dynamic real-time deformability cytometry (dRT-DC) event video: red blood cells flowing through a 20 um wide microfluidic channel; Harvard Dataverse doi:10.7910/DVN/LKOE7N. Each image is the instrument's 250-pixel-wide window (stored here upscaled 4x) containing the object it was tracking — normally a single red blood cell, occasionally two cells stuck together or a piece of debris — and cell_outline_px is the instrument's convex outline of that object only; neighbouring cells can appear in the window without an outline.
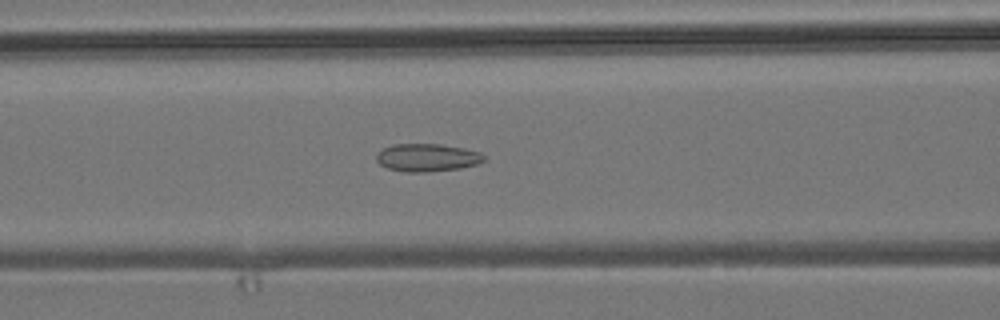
{"species": "common noctule bat (a hibernating species)", "species_latin": "Nyctalus noctula", "temperature_condition": "room temperature", "stored_images_in_passage": 54, "camera_frame_rate_fps": 3000, "um_per_image_px": 0.085, "animal": {"sex": "male", "body_mass_g": 19.2, "forearm_length_mm": 51.8}, "frame": {"image": 1, "passage_image": 22, "time_ms": 7.0, "image_size_px": [1000, 320], "cell_outline_px": [[488, 160], [476, 164], [460, 168], [428, 172], [404, 172], [388, 168], [380, 164], [376, 160], [376, 152], [392, 144], [440, 144], [464, 148], [480, 152]], "centroid_in_image_um": [36.31, 13.39], "position_along_channel_um": 130.3, "area_um2": 17.57}}
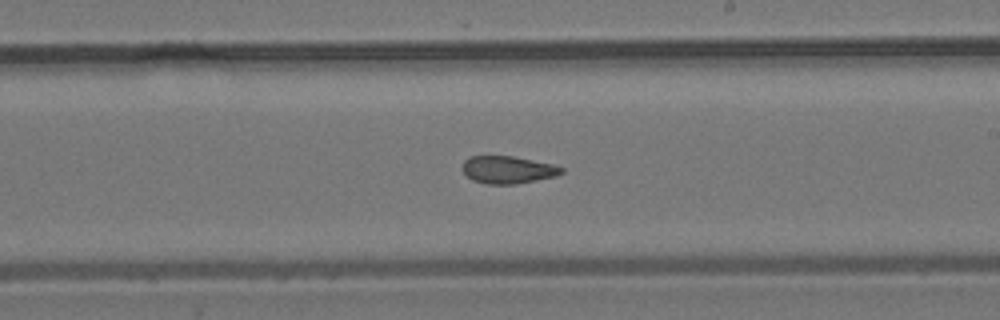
{"frame": {"image": 2, "passage_image": 31, "time_ms": 10.0, "image_size_px": [1000, 320], "cell_outline_px": [[564, 172], [556, 176], [516, 184], [488, 184], [472, 180], [464, 172], [464, 160], [468, 156], [512, 156], [552, 164], [564, 168]], "centroid_in_image_um": [43.18, 14.43], "position_along_channel_um": 245.8, "area_um2": 15.72}}
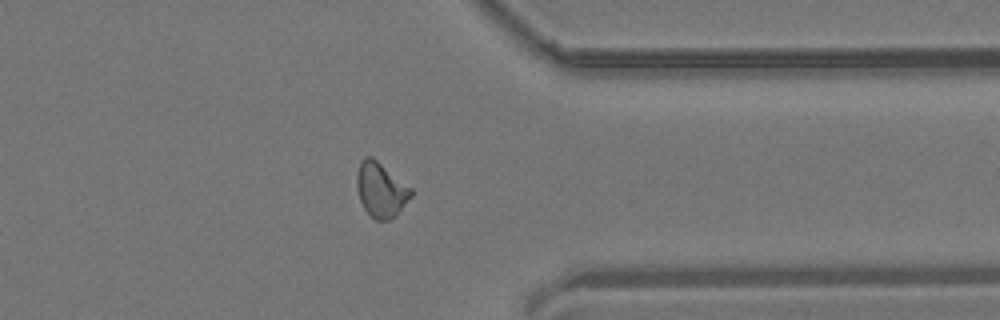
{"frame": {"image": 3, "passage_image": 42, "time_ms": 13.667, "image_size_px": [1000, 320], "cell_outline_px": [[412, 196], [396, 216], [388, 220], [376, 220], [364, 208], [360, 200], [356, 188], [356, 176], [360, 160], [364, 156], [372, 156], [412, 188]], "centroid_in_image_um": [32.37, 16.11], "position_along_channel_um": 379.0, "area_um2": 17.4}, "authors_computed_cell_mechanics": {"area_um2": 17.0221, "velocity_mm_per_s": 3.8567, "shape_relaxation_time_tau1_ms": null, "shape_relaxation_time_tau2_ms": 2.6522, "deformation_change_tau1": null, "deformation_change_tau2": 0.0997}}